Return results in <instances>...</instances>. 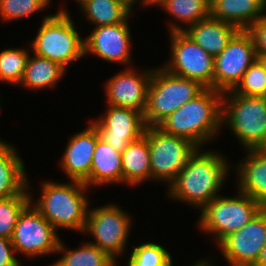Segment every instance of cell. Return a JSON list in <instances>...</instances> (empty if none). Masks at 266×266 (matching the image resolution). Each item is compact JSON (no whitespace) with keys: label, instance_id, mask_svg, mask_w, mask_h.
<instances>
[{"label":"cell","instance_id":"cell-1","mask_svg":"<svg viewBox=\"0 0 266 266\" xmlns=\"http://www.w3.org/2000/svg\"><path fill=\"white\" fill-rule=\"evenodd\" d=\"M231 165L221 153L201 150L189 158L177 177L168 185L167 196L202 210L219 192L228 178Z\"/></svg>","mask_w":266,"mask_h":266},{"label":"cell","instance_id":"cell-2","mask_svg":"<svg viewBox=\"0 0 266 266\" xmlns=\"http://www.w3.org/2000/svg\"><path fill=\"white\" fill-rule=\"evenodd\" d=\"M222 95L221 91L205 88L165 118L158 127L165 133L185 138L202 148V145L216 139L222 128Z\"/></svg>","mask_w":266,"mask_h":266},{"label":"cell","instance_id":"cell-3","mask_svg":"<svg viewBox=\"0 0 266 266\" xmlns=\"http://www.w3.org/2000/svg\"><path fill=\"white\" fill-rule=\"evenodd\" d=\"M40 184L38 201H34L31 194V202L41 215L56 230L62 228L83 233L90 203L86 184L75 180L69 183L46 180Z\"/></svg>","mask_w":266,"mask_h":266},{"label":"cell","instance_id":"cell-4","mask_svg":"<svg viewBox=\"0 0 266 266\" xmlns=\"http://www.w3.org/2000/svg\"><path fill=\"white\" fill-rule=\"evenodd\" d=\"M38 33L31 42L32 54L59 63L66 70L84 56V38L64 7L43 16ZM69 66V67H68Z\"/></svg>","mask_w":266,"mask_h":266},{"label":"cell","instance_id":"cell-5","mask_svg":"<svg viewBox=\"0 0 266 266\" xmlns=\"http://www.w3.org/2000/svg\"><path fill=\"white\" fill-rule=\"evenodd\" d=\"M221 125L230 128L244 149H262L266 145L264 97L223 92Z\"/></svg>","mask_w":266,"mask_h":266},{"label":"cell","instance_id":"cell-6","mask_svg":"<svg viewBox=\"0 0 266 266\" xmlns=\"http://www.w3.org/2000/svg\"><path fill=\"white\" fill-rule=\"evenodd\" d=\"M205 87L170 73L161 66L153 68L147 92V103L143 113L146 126H158L165 118L183 104L198 96Z\"/></svg>","mask_w":266,"mask_h":266},{"label":"cell","instance_id":"cell-7","mask_svg":"<svg viewBox=\"0 0 266 266\" xmlns=\"http://www.w3.org/2000/svg\"><path fill=\"white\" fill-rule=\"evenodd\" d=\"M264 207L250 196L237 190L235 197L219 195L200 213L198 226L205 234H212L216 245L227 235L240 230Z\"/></svg>","mask_w":266,"mask_h":266},{"label":"cell","instance_id":"cell-8","mask_svg":"<svg viewBox=\"0 0 266 266\" xmlns=\"http://www.w3.org/2000/svg\"><path fill=\"white\" fill-rule=\"evenodd\" d=\"M144 135L150 151L151 180L168 185L177 177L198 147L191 141L147 126Z\"/></svg>","mask_w":266,"mask_h":266},{"label":"cell","instance_id":"cell-9","mask_svg":"<svg viewBox=\"0 0 266 266\" xmlns=\"http://www.w3.org/2000/svg\"><path fill=\"white\" fill-rule=\"evenodd\" d=\"M90 207L83 233L93 236L94 242L89 243L105 251L117 262L116 259L125 253L127 248L132 217L120 205L113 203Z\"/></svg>","mask_w":266,"mask_h":266},{"label":"cell","instance_id":"cell-10","mask_svg":"<svg viewBox=\"0 0 266 266\" xmlns=\"http://www.w3.org/2000/svg\"><path fill=\"white\" fill-rule=\"evenodd\" d=\"M57 232L30 201L19 214L10 240L16 254L40 258L56 254L61 240Z\"/></svg>","mask_w":266,"mask_h":266},{"label":"cell","instance_id":"cell-11","mask_svg":"<svg viewBox=\"0 0 266 266\" xmlns=\"http://www.w3.org/2000/svg\"><path fill=\"white\" fill-rule=\"evenodd\" d=\"M170 58L163 68L175 75L195 80L213 89L214 57L196 44L183 31L169 32Z\"/></svg>","mask_w":266,"mask_h":266},{"label":"cell","instance_id":"cell-12","mask_svg":"<svg viewBox=\"0 0 266 266\" xmlns=\"http://www.w3.org/2000/svg\"><path fill=\"white\" fill-rule=\"evenodd\" d=\"M256 59L251 35L246 30H239L214 57L213 89L221 92L232 90Z\"/></svg>","mask_w":266,"mask_h":266},{"label":"cell","instance_id":"cell-13","mask_svg":"<svg viewBox=\"0 0 266 266\" xmlns=\"http://www.w3.org/2000/svg\"><path fill=\"white\" fill-rule=\"evenodd\" d=\"M266 243V208L216 246L230 266H254Z\"/></svg>","mask_w":266,"mask_h":266},{"label":"cell","instance_id":"cell-14","mask_svg":"<svg viewBox=\"0 0 266 266\" xmlns=\"http://www.w3.org/2000/svg\"><path fill=\"white\" fill-rule=\"evenodd\" d=\"M91 122L100 139L118 152L144 135L146 124L143 114L130 108L107 105L105 114Z\"/></svg>","mask_w":266,"mask_h":266},{"label":"cell","instance_id":"cell-15","mask_svg":"<svg viewBox=\"0 0 266 266\" xmlns=\"http://www.w3.org/2000/svg\"><path fill=\"white\" fill-rule=\"evenodd\" d=\"M131 30L128 22L94 27L84 38V56L96 55L108 63L132 64Z\"/></svg>","mask_w":266,"mask_h":266},{"label":"cell","instance_id":"cell-16","mask_svg":"<svg viewBox=\"0 0 266 266\" xmlns=\"http://www.w3.org/2000/svg\"><path fill=\"white\" fill-rule=\"evenodd\" d=\"M153 74V69L139 72L129 67L119 71L104 83L106 104L145 111L147 103V92Z\"/></svg>","mask_w":266,"mask_h":266},{"label":"cell","instance_id":"cell-17","mask_svg":"<svg viewBox=\"0 0 266 266\" xmlns=\"http://www.w3.org/2000/svg\"><path fill=\"white\" fill-rule=\"evenodd\" d=\"M98 138L99 133L91 122L70 137L60 160L61 169L69 180L85 182L90 177Z\"/></svg>","mask_w":266,"mask_h":266},{"label":"cell","instance_id":"cell-18","mask_svg":"<svg viewBox=\"0 0 266 266\" xmlns=\"http://www.w3.org/2000/svg\"><path fill=\"white\" fill-rule=\"evenodd\" d=\"M245 152V158L232 167L237 173V190L266 208V152L263 149H248Z\"/></svg>","mask_w":266,"mask_h":266},{"label":"cell","instance_id":"cell-19","mask_svg":"<svg viewBox=\"0 0 266 266\" xmlns=\"http://www.w3.org/2000/svg\"><path fill=\"white\" fill-rule=\"evenodd\" d=\"M239 29L211 16L185 28L183 32L209 55L216 57Z\"/></svg>","mask_w":266,"mask_h":266},{"label":"cell","instance_id":"cell-20","mask_svg":"<svg viewBox=\"0 0 266 266\" xmlns=\"http://www.w3.org/2000/svg\"><path fill=\"white\" fill-rule=\"evenodd\" d=\"M266 14L262 0H210V16L247 30Z\"/></svg>","mask_w":266,"mask_h":266},{"label":"cell","instance_id":"cell-21","mask_svg":"<svg viewBox=\"0 0 266 266\" xmlns=\"http://www.w3.org/2000/svg\"><path fill=\"white\" fill-rule=\"evenodd\" d=\"M23 161L13 144L0 139V198L22 194L28 188Z\"/></svg>","mask_w":266,"mask_h":266},{"label":"cell","instance_id":"cell-22","mask_svg":"<svg viewBox=\"0 0 266 266\" xmlns=\"http://www.w3.org/2000/svg\"><path fill=\"white\" fill-rule=\"evenodd\" d=\"M84 183L88 188L123 183L122 153L113 149L100 137L93 154L90 177Z\"/></svg>","mask_w":266,"mask_h":266},{"label":"cell","instance_id":"cell-23","mask_svg":"<svg viewBox=\"0 0 266 266\" xmlns=\"http://www.w3.org/2000/svg\"><path fill=\"white\" fill-rule=\"evenodd\" d=\"M123 184L137 186L151 180L148 139L142 135L132 141L122 152Z\"/></svg>","mask_w":266,"mask_h":266},{"label":"cell","instance_id":"cell-24","mask_svg":"<svg viewBox=\"0 0 266 266\" xmlns=\"http://www.w3.org/2000/svg\"><path fill=\"white\" fill-rule=\"evenodd\" d=\"M67 70L59 63L48 58L30 54L27 60L25 73L19 87L29 90H42L57 86L62 77L66 76Z\"/></svg>","mask_w":266,"mask_h":266},{"label":"cell","instance_id":"cell-25","mask_svg":"<svg viewBox=\"0 0 266 266\" xmlns=\"http://www.w3.org/2000/svg\"><path fill=\"white\" fill-rule=\"evenodd\" d=\"M159 7L176 19L169 23V32L183 31L210 16V0H165Z\"/></svg>","mask_w":266,"mask_h":266},{"label":"cell","instance_id":"cell-26","mask_svg":"<svg viewBox=\"0 0 266 266\" xmlns=\"http://www.w3.org/2000/svg\"><path fill=\"white\" fill-rule=\"evenodd\" d=\"M61 240L56 250V254L62 257L50 266H116V262L105 251L89 242L82 244L75 249H68Z\"/></svg>","mask_w":266,"mask_h":266},{"label":"cell","instance_id":"cell-27","mask_svg":"<svg viewBox=\"0 0 266 266\" xmlns=\"http://www.w3.org/2000/svg\"><path fill=\"white\" fill-rule=\"evenodd\" d=\"M94 27L128 22L131 13L116 0H81L77 3Z\"/></svg>","mask_w":266,"mask_h":266},{"label":"cell","instance_id":"cell-28","mask_svg":"<svg viewBox=\"0 0 266 266\" xmlns=\"http://www.w3.org/2000/svg\"><path fill=\"white\" fill-rule=\"evenodd\" d=\"M29 49L8 48L0 52V82L18 86L25 73Z\"/></svg>","mask_w":266,"mask_h":266},{"label":"cell","instance_id":"cell-29","mask_svg":"<svg viewBox=\"0 0 266 266\" xmlns=\"http://www.w3.org/2000/svg\"><path fill=\"white\" fill-rule=\"evenodd\" d=\"M30 184L28 179V188L22 194L0 198V237L11 239L19 214L31 201Z\"/></svg>","mask_w":266,"mask_h":266},{"label":"cell","instance_id":"cell-30","mask_svg":"<svg viewBox=\"0 0 266 266\" xmlns=\"http://www.w3.org/2000/svg\"><path fill=\"white\" fill-rule=\"evenodd\" d=\"M129 257L128 266H173L170 252L152 241L134 246Z\"/></svg>","mask_w":266,"mask_h":266},{"label":"cell","instance_id":"cell-31","mask_svg":"<svg viewBox=\"0 0 266 266\" xmlns=\"http://www.w3.org/2000/svg\"><path fill=\"white\" fill-rule=\"evenodd\" d=\"M51 0H0V18L10 22L44 11Z\"/></svg>","mask_w":266,"mask_h":266},{"label":"cell","instance_id":"cell-32","mask_svg":"<svg viewBox=\"0 0 266 266\" xmlns=\"http://www.w3.org/2000/svg\"><path fill=\"white\" fill-rule=\"evenodd\" d=\"M246 96H264L266 94V71L256 59L246 70L238 84L230 90Z\"/></svg>","mask_w":266,"mask_h":266},{"label":"cell","instance_id":"cell-33","mask_svg":"<svg viewBox=\"0 0 266 266\" xmlns=\"http://www.w3.org/2000/svg\"><path fill=\"white\" fill-rule=\"evenodd\" d=\"M246 31L253 39L256 54H266V14L254 22Z\"/></svg>","mask_w":266,"mask_h":266},{"label":"cell","instance_id":"cell-34","mask_svg":"<svg viewBox=\"0 0 266 266\" xmlns=\"http://www.w3.org/2000/svg\"><path fill=\"white\" fill-rule=\"evenodd\" d=\"M0 266H23L16 257L11 240L0 237Z\"/></svg>","mask_w":266,"mask_h":266},{"label":"cell","instance_id":"cell-35","mask_svg":"<svg viewBox=\"0 0 266 266\" xmlns=\"http://www.w3.org/2000/svg\"><path fill=\"white\" fill-rule=\"evenodd\" d=\"M118 3H120L124 8H126L131 14H133L134 10L133 7L134 5H137V1H139L142 7L148 6V0H116Z\"/></svg>","mask_w":266,"mask_h":266},{"label":"cell","instance_id":"cell-36","mask_svg":"<svg viewBox=\"0 0 266 266\" xmlns=\"http://www.w3.org/2000/svg\"><path fill=\"white\" fill-rule=\"evenodd\" d=\"M254 266H266V243L261 249V253L259 255L258 261Z\"/></svg>","mask_w":266,"mask_h":266},{"label":"cell","instance_id":"cell-37","mask_svg":"<svg viewBox=\"0 0 266 266\" xmlns=\"http://www.w3.org/2000/svg\"><path fill=\"white\" fill-rule=\"evenodd\" d=\"M257 60L263 66L264 70L266 71V54H256Z\"/></svg>","mask_w":266,"mask_h":266},{"label":"cell","instance_id":"cell-38","mask_svg":"<svg viewBox=\"0 0 266 266\" xmlns=\"http://www.w3.org/2000/svg\"><path fill=\"white\" fill-rule=\"evenodd\" d=\"M165 0H148V7H151L152 5L154 6H159L161 5Z\"/></svg>","mask_w":266,"mask_h":266},{"label":"cell","instance_id":"cell-39","mask_svg":"<svg viewBox=\"0 0 266 266\" xmlns=\"http://www.w3.org/2000/svg\"><path fill=\"white\" fill-rule=\"evenodd\" d=\"M192 266H207L201 259L195 262Z\"/></svg>","mask_w":266,"mask_h":266},{"label":"cell","instance_id":"cell-40","mask_svg":"<svg viewBox=\"0 0 266 266\" xmlns=\"http://www.w3.org/2000/svg\"><path fill=\"white\" fill-rule=\"evenodd\" d=\"M202 261L207 265V266H214L209 260H207L206 258L205 259H202ZM211 263V264H210Z\"/></svg>","mask_w":266,"mask_h":266},{"label":"cell","instance_id":"cell-41","mask_svg":"<svg viewBox=\"0 0 266 266\" xmlns=\"http://www.w3.org/2000/svg\"><path fill=\"white\" fill-rule=\"evenodd\" d=\"M262 149L266 152V145Z\"/></svg>","mask_w":266,"mask_h":266}]
</instances>
